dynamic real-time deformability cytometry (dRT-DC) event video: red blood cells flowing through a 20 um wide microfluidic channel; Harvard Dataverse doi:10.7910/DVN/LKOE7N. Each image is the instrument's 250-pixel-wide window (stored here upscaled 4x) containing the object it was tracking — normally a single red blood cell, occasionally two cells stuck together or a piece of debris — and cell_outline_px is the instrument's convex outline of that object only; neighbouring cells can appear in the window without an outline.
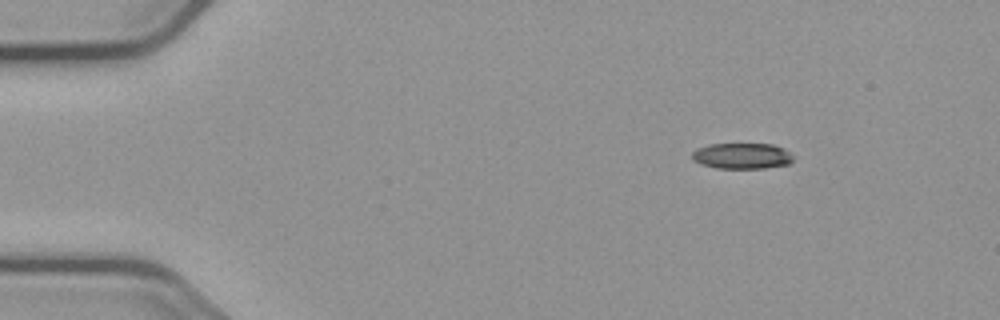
{"species": "common noctule bat (a hibernating species)", "species_latin": "Nyctalus noctula", "temperature_condition": "cold", "stored_images_in_passage": 49, "camera_frame_rate_fps": 3000, "um_per_image_px": 0.085, "animal": {"sex": "male", "body_mass_g": 23.1, "forearm_length_mm": 52.7}, "frame": {"image": 1, "passage_image": 1, "time_ms": 0.0, "image_size_px": [1000, 320], "cell_outline_px": [[796, 156], [788, 164], [764, 168], [716, 168], [700, 164], [692, 160], [692, 152], [708, 144], [772, 144], [784, 148]], "centroid_in_image_um": [63.09, 13.25], "position_along_channel_um": 21.9, "area_um2": 15.32}}
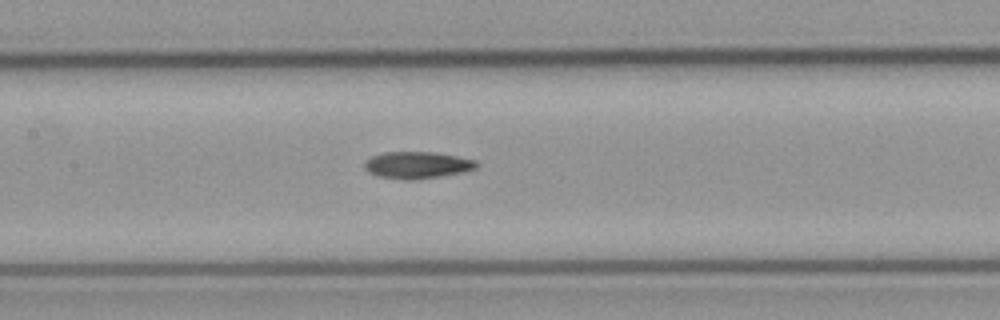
{"frame": {"image": 2, "passage_image": 20, "time_ms": 6.333, "image_size_px": [1000, 320], "cell_outline_px": [[480, 164], [476, 168], [464, 172], [416, 180], [400, 180], [376, 176], [368, 172], [364, 168], [364, 164], [372, 156], [384, 152], [436, 152], [476, 160]], "centroid_in_image_um": [35.47, 14.04], "position_along_channel_um": 171.9, "area_um2": 17.74}}
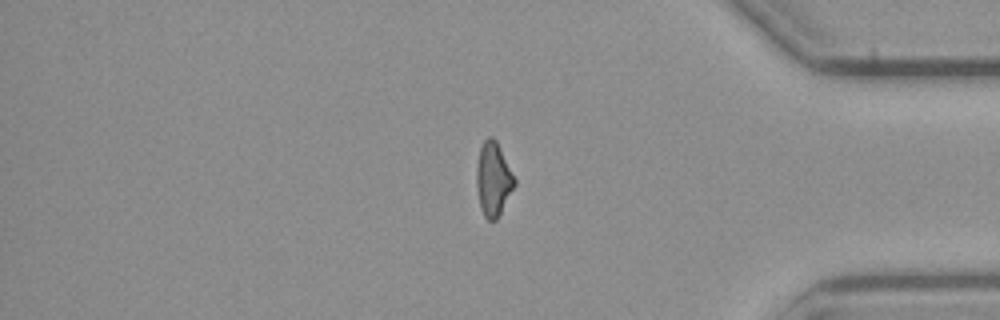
{"frame": {"image": 3, "passage_image": 40, "time_ms": 13.0, "image_size_px": [1000, 320], "cell_outline_px": [[516, 184], [496, 220], [488, 220], [484, 216], [480, 208], [476, 184], [476, 168], [480, 148], [484, 140], [488, 136], [492, 136], [496, 140], [516, 180]], "centroid_in_image_um": [41.92, 15.22], "position_along_channel_um": 393.3, "area_um2": 16.24}, "authors_computed_cell_mechanics": {"area_um2": 16.6464, "velocity_mm_per_s": 3.7031, "shape_relaxation_time_tau1_ms": null, "shape_relaxation_time_tau2_ms": 5.9797, "deformation_change_tau1": null, "deformation_change_tau2": 0.1447}}